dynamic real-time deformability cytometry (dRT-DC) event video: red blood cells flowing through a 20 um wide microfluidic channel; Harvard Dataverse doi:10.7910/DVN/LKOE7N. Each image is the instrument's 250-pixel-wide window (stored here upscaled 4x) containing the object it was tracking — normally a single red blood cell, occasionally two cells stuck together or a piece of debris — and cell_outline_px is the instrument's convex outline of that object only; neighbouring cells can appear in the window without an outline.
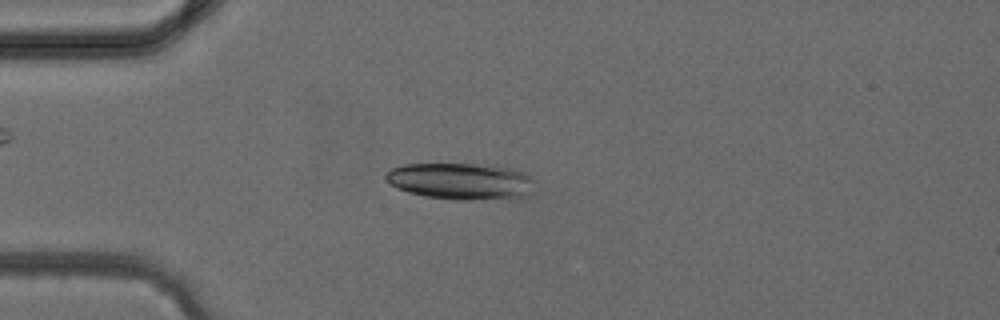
{"species": "common noctule bat (a hibernating species)", "species_latin": "Nyctalus noctula", "temperature_condition": "cold", "stored_images_in_passage": 35, "camera_frame_rate_fps": 3000, "um_per_image_px": 0.085, "animal": {"sex": "female", "body_mass_g": 24.6, "forearm_length_mm": 56.2}, "frame": {"image": 1, "passage_image": 7, "time_ms": 2.0, "image_size_px": [1000, 320], "cell_outline_px": [[536, 192], [528, 196], [516, 200], [456, 200], [424, 196], [408, 192], [396, 188], [384, 176], [392, 168], [404, 164], [496, 164], [512, 168], [524, 172], [532, 176], [536, 180]], "centroid_in_image_um": [39.36, 15.42], "position_along_channel_um": 45.6, "area_um2": 33.06}}
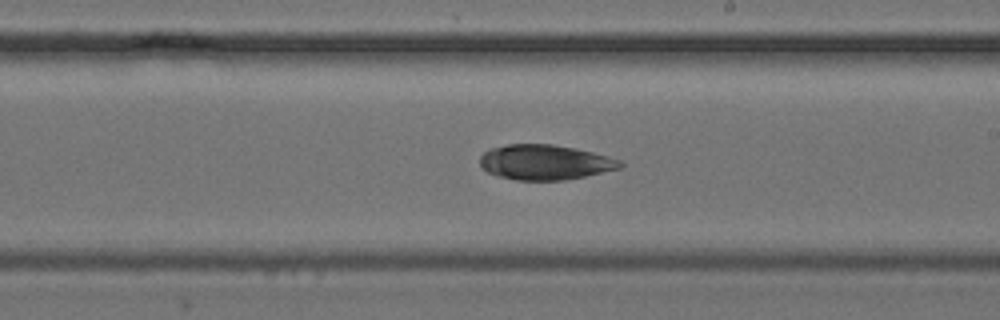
{"frame": {"image": 2, "passage_image": 19, "time_ms": 6.0, "image_size_px": [1000, 320], "cell_outline_px": [[624, 164], [620, 168], [584, 176], [564, 180], [516, 180], [496, 176], [488, 172], [480, 164], [480, 156], [484, 152], [492, 148], [508, 144], [552, 144], [576, 148], [608, 156], [620, 160]], "centroid_in_image_um": [46.31, 13.79], "position_along_channel_um": 242.7, "area_um2": 28.55}}
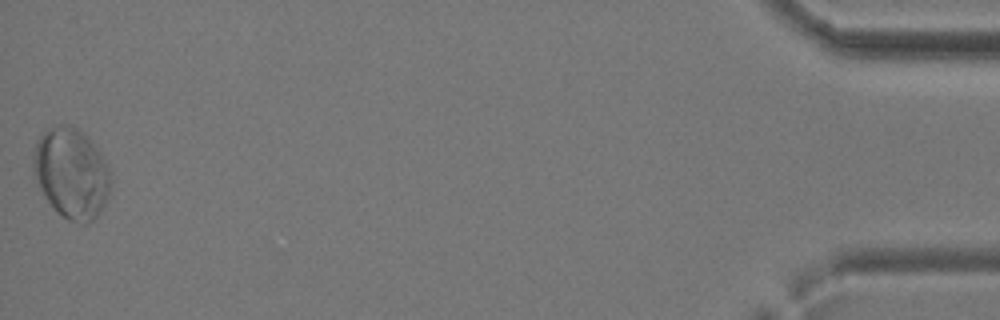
{"frame": {"image": 3, "passage_image": 35, "time_ms": 11.333, "image_size_px": [1000, 320], "cell_outline_px": [[108, 196], [100, 212], [88, 224], [84, 224], [68, 220], [56, 212], [44, 196], [32, 172], [32, 152], [36, 140], [40, 132], [52, 124], [72, 124], [88, 136], [100, 152], [108, 168]], "centroid_in_image_um": [5.99, 14.67], "position_along_channel_um": 429.2, "area_um2": 41.27}}